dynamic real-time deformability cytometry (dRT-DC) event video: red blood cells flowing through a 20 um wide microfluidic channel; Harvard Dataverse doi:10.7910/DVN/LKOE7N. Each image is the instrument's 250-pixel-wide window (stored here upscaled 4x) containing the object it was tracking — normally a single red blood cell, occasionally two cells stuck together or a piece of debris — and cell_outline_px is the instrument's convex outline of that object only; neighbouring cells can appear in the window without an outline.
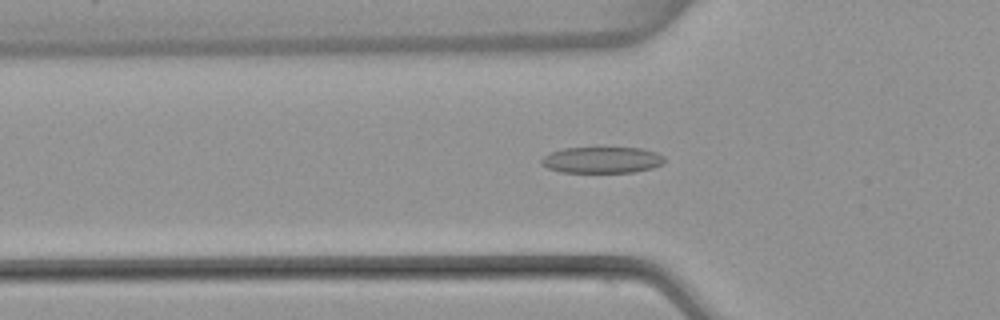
{"species": "common noctule bat (a hibernating species)", "species_latin": "Nyctalus noctula", "temperature_condition": "warm", "stored_images_in_passage": 49, "camera_frame_rate_fps": 3000, "um_per_image_px": 0.085, "animal": {"sex": "female", "body_mass_g": 22.7, "forearm_length_mm": 54.2}, "frame": {"image": 1, "passage_image": 14, "time_ms": 4.333, "image_size_px": [1000, 320], "cell_outline_px": [[664, 164], [652, 168], [632, 172], [560, 172], [548, 168], [540, 164], [540, 160], [544, 156], [552, 152], [564, 148], [640, 148], [656, 152], [664, 156]], "centroid_in_image_um": [51.17, 13.6], "position_along_channel_um": 74.6, "area_um2": 18.79}}
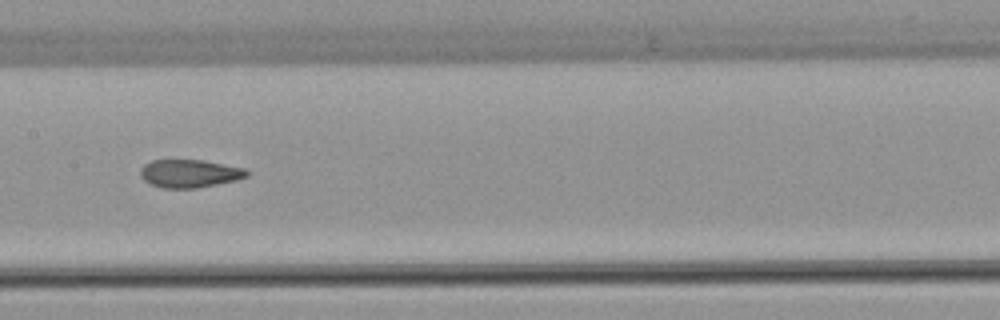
{"frame": {"image": 2, "passage_image": 23, "time_ms": 7.333, "image_size_px": [1000, 320], "cell_outline_px": [[248, 176], [236, 180], [196, 188], [160, 188], [148, 184], [140, 176], [140, 168], [144, 164], [152, 160], [204, 160], [244, 168], [248, 172]], "centroid_in_image_um": [16.06, 14.75], "position_along_channel_um": 191.3, "area_um2": 17.46}}
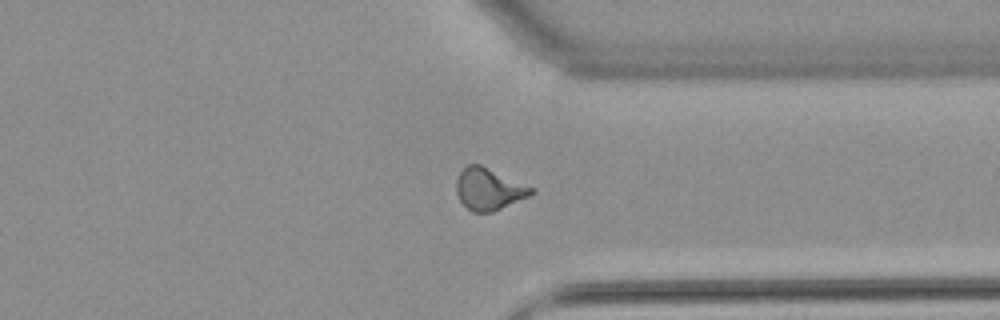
{"frame": {"image": 3, "passage_image": 37, "time_ms": 12.0, "image_size_px": [1000, 320], "cell_outline_px": [[536, 188], [528, 196], [492, 212], [472, 212], [460, 200], [456, 192], [456, 180], [460, 172], [468, 164], [480, 164]], "centroid_in_image_um": [41.54, 16.06], "position_along_channel_um": 369.9, "area_um2": 18.09}, "authors_computed_cell_mechanics": {"area_um2": 18.0914, "velocity_mm_per_s": 3.8654, "shape_relaxation_time_tau1_ms": null, "shape_relaxation_time_tau2_ms": 1.5771, "deformation_change_tau1": null, "deformation_change_tau2": 0.0964}}